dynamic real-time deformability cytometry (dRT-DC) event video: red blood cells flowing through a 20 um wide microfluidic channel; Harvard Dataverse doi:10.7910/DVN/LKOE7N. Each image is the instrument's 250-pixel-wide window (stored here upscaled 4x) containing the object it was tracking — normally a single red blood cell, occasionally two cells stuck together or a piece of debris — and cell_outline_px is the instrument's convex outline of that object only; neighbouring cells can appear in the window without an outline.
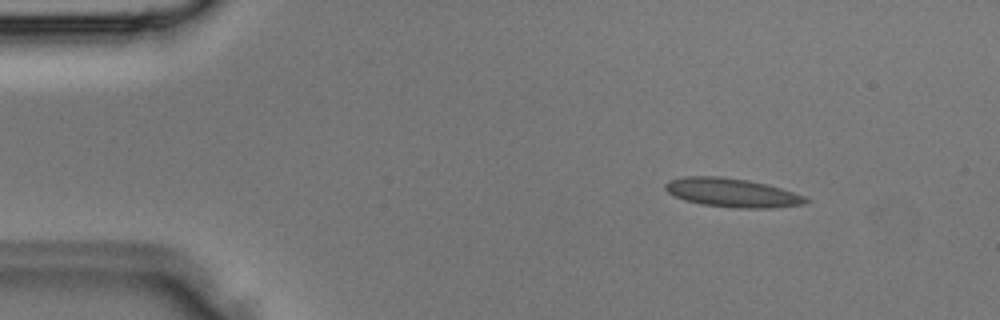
{"species": "Egyptian fruit bat (a non-hibernating species)", "species_latin": "Rousettus aegyptiacus", "temperature_condition": "room temperature", "stored_images_in_passage": 33, "camera_frame_rate_fps": 3000, "um_per_image_px": 0.085, "animal": {"sex": "male"}, "frame": {"image": 1, "passage_image": 3, "time_ms": 0.667, "image_size_px": [1000, 320], "cell_outline_px": [[808, 200], [804, 204], [772, 208], [736, 208], [700, 204], [684, 200], [668, 192], [664, 188], [664, 184], [668, 180], [684, 176], [720, 176], [748, 180], [768, 184], [804, 196]], "centroid_in_image_um": [62.18, 16.37], "position_along_channel_um": 22.8, "area_um2": 23.58}}
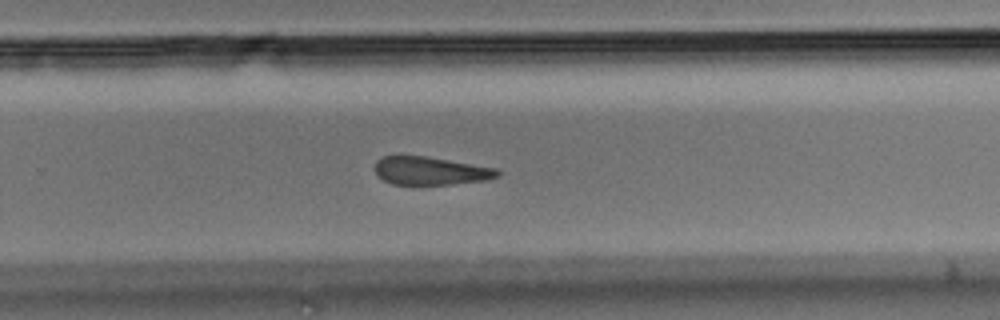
{"frame": {"image": 2, "passage_image": 21, "time_ms": 6.667, "image_size_px": [1000, 320], "cell_outline_px": [[500, 176], [488, 180], [452, 184], [392, 184], [384, 180], [376, 172], [376, 160], [384, 156], [424, 156], [496, 168], [500, 172]], "centroid_in_image_um": [36.63, 14.52], "position_along_channel_um": 293.2, "area_um2": 19.83}}
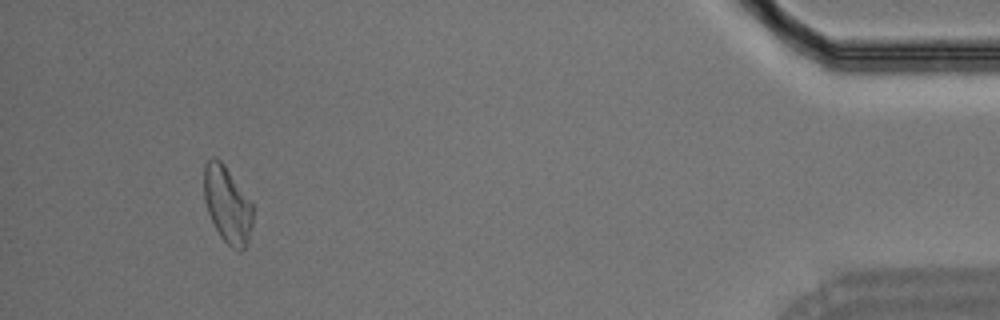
{"frame": {"image": 3, "passage_image": 31, "time_ms": 10.0, "image_size_px": [1000, 320], "cell_outline_px": [[252, 224], [248, 240], [244, 248], [240, 252], [232, 248], [220, 236], [208, 212], [204, 200], [204, 164], [212, 156], [216, 156], [224, 164], [252, 204]], "centroid_in_image_um": [19.3, 17.38], "position_along_channel_um": 415.9, "area_um2": 21.56}}